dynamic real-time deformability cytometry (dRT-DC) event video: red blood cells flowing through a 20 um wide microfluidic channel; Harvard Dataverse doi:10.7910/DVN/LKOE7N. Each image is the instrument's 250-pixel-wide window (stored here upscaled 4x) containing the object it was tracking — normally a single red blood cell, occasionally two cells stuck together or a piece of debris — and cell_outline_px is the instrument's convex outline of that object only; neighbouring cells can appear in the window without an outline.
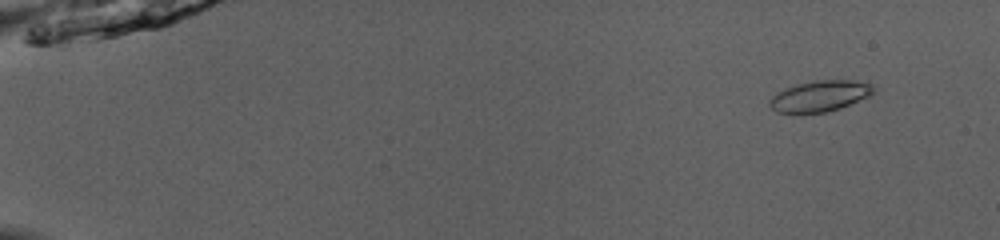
{"species": "common noctule bat (a hibernating species)", "species_latin": "Nyctalus noctula", "temperature_condition": "room temperature", "stored_images_in_passage": 47, "camera_frame_rate_fps": 3000, "um_per_image_px": 0.085, "animal": {"sex": "male", "body_mass_g": 13.0, "forearm_length_mm": 53.1}, "frame": {"image": 1, "passage_image": 1, "time_ms": 0.0, "image_size_px": [1000, 240], "cell_outline_px": [[876, 92], [868, 96], [840, 108], [824, 112], [776, 112], [768, 104], [768, 100], [772, 96], [784, 88], [796, 84], [816, 80], [852, 80], [872, 84], [876, 88]], "centroid_in_image_um": [69.69, 8.14], "position_along_channel_um": 15.3, "area_um2": 18.61}}
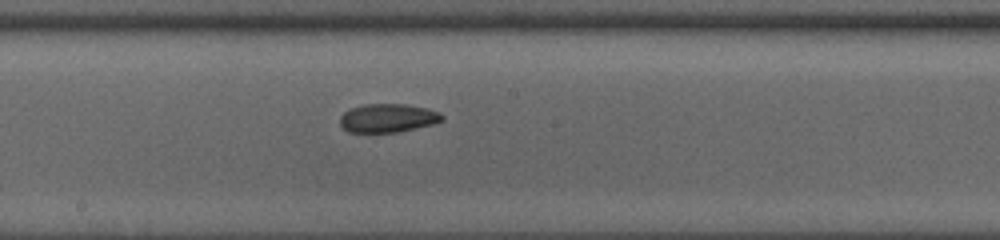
{"frame": {"image": 2, "passage_image": 26, "time_ms": 8.333, "image_size_px": [1000, 240], "cell_outline_px": [[444, 120], [432, 124], [416, 128], [396, 132], [348, 132], [340, 124], [340, 116], [344, 112], [352, 108], [364, 104], [404, 104], [428, 108], [440, 112], [444, 116]], "centroid_in_image_um": [32.99, 10.03], "position_along_channel_um": 215.2, "area_um2": 16.99}}
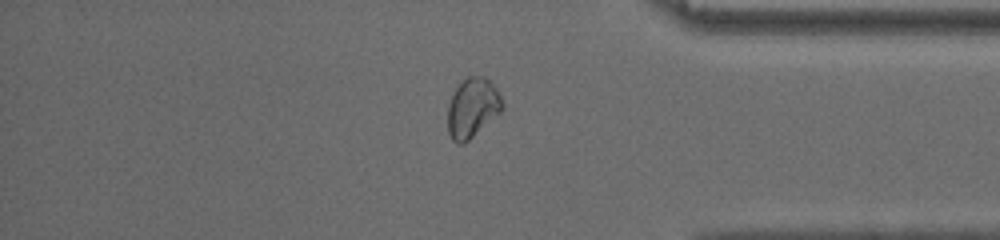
{"frame": {"image": 3, "passage_image": 40, "time_ms": 13.0, "image_size_px": [1000, 240], "cell_outline_px": [[504, 108], [500, 112], [464, 144], [460, 144], [452, 140], [448, 132], [448, 104], [456, 88], [468, 76], [484, 76], [496, 88], [504, 104]], "centroid_in_image_um": [40.16, 9.17], "position_along_channel_um": 395.0, "area_um2": 18.67}, "authors_computed_cell_mechanics": {"area_um2": 18.207, "velocity_mm_per_s": 4.0949, "shape_relaxation_time_tau1_ms": null, "shape_relaxation_time_tau2_ms": 1.4616, "deformation_change_tau1": null, "deformation_change_tau2": 0.046}}